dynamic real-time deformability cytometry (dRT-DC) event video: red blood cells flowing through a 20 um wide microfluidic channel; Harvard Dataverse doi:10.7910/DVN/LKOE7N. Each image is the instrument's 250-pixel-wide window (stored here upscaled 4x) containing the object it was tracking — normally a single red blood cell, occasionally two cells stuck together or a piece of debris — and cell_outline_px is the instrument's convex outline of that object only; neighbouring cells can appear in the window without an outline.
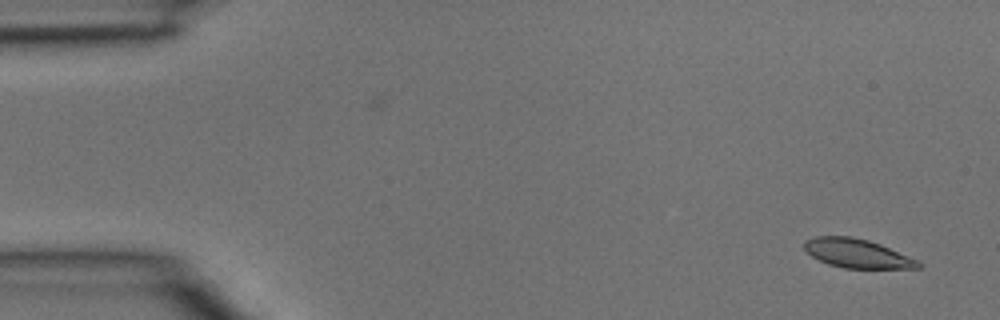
{"species": "common noctule bat (a hibernating species)", "species_latin": "Nyctalus noctula", "temperature_condition": "room temperature", "stored_images_in_passage": 5, "camera_frame_rate_fps": 3000, "um_per_image_px": 0.085, "animal": {"sex": "male", "body_mass_g": 15.6}, "frame": {"image": 1, "passage_image": 1, "time_ms": 0.0, "image_size_px": [1000, 320], "cell_outline_px": [[924, 264], [920, 268], [844, 268], [828, 264], [812, 256], [804, 248], [804, 240], [812, 236], [852, 236], [868, 240], [880, 244], [920, 260]], "centroid_in_image_um": [72.89, 21.53], "position_along_channel_um": 12.1, "area_um2": 19.36}}